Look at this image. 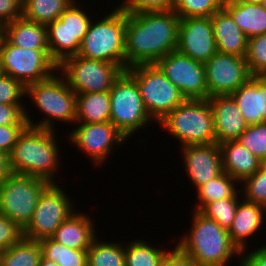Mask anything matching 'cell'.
I'll use <instances>...</instances> for the list:
<instances>
[{
	"label": "cell",
	"instance_id": "6da1fadb",
	"mask_svg": "<svg viewBox=\"0 0 266 266\" xmlns=\"http://www.w3.org/2000/svg\"><path fill=\"white\" fill-rule=\"evenodd\" d=\"M179 16L173 10L126 13V70L155 64L177 49Z\"/></svg>",
	"mask_w": 266,
	"mask_h": 266
},
{
	"label": "cell",
	"instance_id": "7a4b0ae2",
	"mask_svg": "<svg viewBox=\"0 0 266 266\" xmlns=\"http://www.w3.org/2000/svg\"><path fill=\"white\" fill-rule=\"evenodd\" d=\"M54 134L55 130L27 126L10 153L13 173L56 183L54 174L60 167V155Z\"/></svg>",
	"mask_w": 266,
	"mask_h": 266
},
{
	"label": "cell",
	"instance_id": "3957f363",
	"mask_svg": "<svg viewBox=\"0 0 266 266\" xmlns=\"http://www.w3.org/2000/svg\"><path fill=\"white\" fill-rule=\"evenodd\" d=\"M193 212L191 232L184 234L176 245L199 266H228L232 257H239L240 253L228 230L200 211Z\"/></svg>",
	"mask_w": 266,
	"mask_h": 266
},
{
	"label": "cell",
	"instance_id": "277c9868",
	"mask_svg": "<svg viewBox=\"0 0 266 266\" xmlns=\"http://www.w3.org/2000/svg\"><path fill=\"white\" fill-rule=\"evenodd\" d=\"M57 72L45 81L26 86L25 96L32 98L34 105L45 115L42 121L34 123L30 119L29 111L25 109L24 116L28 126L54 131L55 119L75 123L77 94L69 87L64 77L62 79L57 75Z\"/></svg>",
	"mask_w": 266,
	"mask_h": 266
},
{
	"label": "cell",
	"instance_id": "5b68a950",
	"mask_svg": "<svg viewBox=\"0 0 266 266\" xmlns=\"http://www.w3.org/2000/svg\"><path fill=\"white\" fill-rule=\"evenodd\" d=\"M112 10L107 16L100 18L101 20L91 21L78 55L114 63L126 71V12L119 6Z\"/></svg>",
	"mask_w": 266,
	"mask_h": 266
},
{
	"label": "cell",
	"instance_id": "8992f818",
	"mask_svg": "<svg viewBox=\"0 0 266 266\" xmlns=\"http://www.w3.org/2000/svg\"><path fill=\"white\" fill-rule=\"evenodd\" d=\"M158 125L181 142L180 147L216 143L213 112L207 99H186Z\"/></svg>",
	"mask_w": 266,
	"mask_h": 266
},
{
	"label": "cell",
	"instance_id": "52a82bcc",
	"mask_svg": "<svg viewBox=\"0 0 266 266\" xmlns=\"http://www.w3.org/2000/svg\"><path fill=\"white\" fill-rule=\"evenodd\" d=\"M126 71L136 80L144 107L154 122H160L186 100L156 64L136 65Z\"/></svg>",
	"mask_w": 266,
	"mask_h": 266
},
{
	"label": "cell",
	"instance_id": "ba28073f",
	"mask_svg": "<svg viewBox=\"0 0 266 266\" xmlns=\"http://www.w3.org/2000/svg\"><path fill=\"white\" fill-rule=\"evenodd\" d=\"M110 94V122L128 139L153 121L148 115L136 80L123 71L114 81Z\"/></svg>",
	"mask_w": 266,
	"mask_h": 266
},
{
	"label": "cell",
	"instance_id": "9c48e42d",
	"mask_svg": "<svg viewBox=\"0 0 266 266\" xmlns=\"http://www.w3.org/2000/svg\"><path fill=\"white\" fill-rule=\"evenodd\" d=\"M0 69L26 87L53 76L58 65L51 59L49 49L17 47L0 34Z\"/></svg>",
	"mask_w": 266,
	"mask_h": 266
},
{
	"label": "cell",
	"instance_id": "30bf717a",
	"mask_svg": "<svg viewBox=\"0 0 266 266\" xmlns=\"http://www.w3.org/2000/svg\"><path fill=\"white\" fill-rule=\"evenodd\" d=\"M80 6L74 0L59 19L46 25L50 57L57 65L78 55L92 21Z\"/></svg>",
	"mask_w": 266,
	"mask_h": 266
},
{
	"label": "cell",
	"instance_id": "8fae6325",
	"mask_svg": "<svg viewBox=\"0 0 266 266\" xmlns=\"http://www.w3.org/2000/svg\"><path fill=\"white\" fill-rule=\"evenodd\" d=\"M49 184L38 177L13 173L0 184V214L23 229L34 213L40 194Z\"/></svg>",
	"mask_w": 266,
	"mask_h": 266
},
{
	"label": "cell",
	"instance_id": "7c38bea8",
	"mask_svg": "<svg viewBox=\"0 0 266 266\" xmlns=\"http://www.w3.org/2000/svg\"><path fill=\"white\" fill-rule=\"evenodd\" d=\"M58 71L76 94L109 91L123 70L114 63L79 55L66 58Z\"/></svg>",
	"mask_w": 266,
	"mask_h": 266
},
{
	"label": "cell",
	"instance_id": "4fadbf2b",
	"mask_svg": "<svg viewBox=\"0 0 266 266\" xmlns=\"http://www.w3.org/2000/svg\"><path fill=\"white\" fill-rule=\"evenodd\" d=\"M68 196L58 184L50 183L40 194L34 213L23 228V237L35 241L50 238L77 211Z\"/></svg>",
	"mask_w": 266,
	"mask_h": 266
},
{
	"label": "cell",
	"instance_id": "5bb4252c",
	"mask_svg": "<svg viewBox=\"0 0 266 266\" xmlns=\"http://www.w3.org/2000/svg\"><path fill=\"white\" fill-rule=\"evenodd\" d=\"M186 99H208L205 65L175 50L155 63Z\"/></svg>",
	"mask_w": 266,
	"mask_h": 266
},
{
	"label": "cell",
	"instance_id": "9a60e30c",
	"mask_svg": "<svg viewBox=\"0 0 266 266\" xmlns=\"http://www.w3.org/2000/svg\"><path fill=\"white\" fill-rule=\"evenodd\" d=\"M204 65L208 98L231 94L251 78L245 57L235 54L217 51Z\"/></svg>",
	"mask_w": 266,
	"mask_h": 266
},
{
	"label": "cell",
	"instance_id": "2e32d148",
	"mask_svg": "<svg viewBox=\"0 0 266 266\" xmlns=\"http://www.w3.org/2000/svg\"><path fill=\"white\" fill-rule=\"evenodd\" d=\"M70 142L85 153L95 165L110 157L114 146H122L127 138L110 122L79 123L69 135ZM122 143V144H121Z\"/></svg>",
	"mask_w": 266,
	"mask_h": 266
},
{
	"label": "cell",
	"instance_id": "e0dca14e",
	"mask_svg": "<svg viewBox=\"0 0 266 266\" xmlns=\"http://www.w3.org/2000/svg\"><path fill=\"white\" fill-rule=\"evenodd\" d=\"M176 50L205 64L217 52L211 17L181 18Z\"/></svg>",
	"mask_w": 266,
	"mask_h": 266
},
{
	"label": "cell",
	"instance_id": "ac0fdd59",
	"mask_svg": "<svg viewBox=\"0 0 266 266\" xmlns=\"http://www.w3.org/2000/svg\"><path fill=\"white\" fill-rule=\"evenodd\" d=\"M185 171L191 183L198 189L203 184L216 178L222 172V157L218 143L206 145H188L180 150Z\"/></svg>",
	"mask_w": 266,
	"mask_h": 266
},
{
	"label": "cell",
	"instance_id": "d6986e66",
	"mask_svg": "<svg viewBox=\"0 0 266 266\" xmlns=\"http://www.w3.org/2000/svg\"><path fill=\"white\" fill-rule=\"evenodd\" d=\"M213 112L216 143L236 140L248 127L234 98L228 95H215L207 99Z\"/></svg>",
	"mask_w": 266,
	"mask_h": 266
},
{
	"label": "cell",
	"instance_id": "ffe728a7",
	"mask_svg": "<svg viewBox=\"0 0 266 266\" xmlns=\"http://www.w3.org/2000/svg\"><path fill=\"white\" fill-rule=\"evenodd\" d=\"M211 21L217 51L245 57L248 38L231 15L222 8L211 16Z\"/></svg>",
	"mask_w": 266,
	"mask_h": 266
},
{
	"label": "cell",
	"instance_id": "44dd1931",
	"mask_svg": "<svg viewBox=\"0 0 266 266\" xmlns=\"http://www.w3.org/2000/svg\"><path fill=\"white\" fill-rule=\"evenodd\" d=\"M93 219L84 212H74L50 237L68 248L88 250L96 237Z\"/></svg>",
	"mask_w": 266,
	"mask_h": 266
},
{
	"label": "cell",
	"instance_id": "7402d4cb",
	"mask_svg": "<svg viewBox=\"0 0 266 266\" xmlns=\"http://www.w3.org/2000/svg\"><path fill=\"white\" fill-rule=\"evenodd\" d=\"M265 211L266 207L262 205L248 202L244 199L239 202L235 218L228 233L232 242L240 251L246 250L247 239L254 236L264 225Z\"/></svg>",
	"mask_w": 266,
	"mask_h": 266
},
{
	"label": "cell",
	"instance_id": "603a6c76",
	"mask_svg": "<svg viewBox=\"0 0 266 266\" xmlns=\"http://www.w3.org/2000/svg\"><path fill=\"white\" fill-rule=\"evenodd\" d=\"M219 146L223 171L240 183L264 164L236 140L222 142Z\"/></svg>",
	"mask_w": 266,
	"mask_h": 266
},
{
	"label": "cell",
	"instance_id": "cb8c5ba5",
	"mask_svg": "<svg viewBox=\"0 0 266 266\" xmlns=\"http://www.w3.org/2000/svg\"><path fill=\"white\" fill-rule=\"evenodd\" d=\"M1 35L12 45L26 49H49L46 25L20 17L4 25Z\"/></svg>",
	"mask_w": 266,
	"mask_h": 266
},
{
	"label": "cell",
	"instance_id": "d4e9b609",
	"mask_svg": "<svg viewBox=\"0 0 266 266\" xmlns=\"http://www.w3.org/2000/svg\"><path fill=\"white\" fill-rule=\"evenodd\" d=\"M223 8L248 39L266 33V9L261 3L225 0Z\"/></svg>",
	"mask_w": 266,
	"mask_h": 266
},
{
	"label": "cell",
	"instance_id": "484cf974",
	"mask_svg": "<svg viewBox=\"0 0 266 266\" xmlns=\"http://www.w3.org/2000/svg\"><path fill=\"white\" fill-rule=\"evenodd\" d=\"M109 91L77 94L75 123H104L110 121Z\"/></svg>",
	"mask_w": 266,
	"mask_h": 266
},
{
	"label": "cell",
	"instance_id": "4316f807",
	"mask_svg": "<svg viewBox=\"0 0 266 266\" xmlns=\"http://www.w3.org/2000/svg\"><path fill=\"white\" fill-rule=\"evenodd\" d=\"M248 125L262 123L261 76L251 78L230 94Z\"/></svg>",
	"mask_w": 266,
	"mask_h": 266
},
{
	"label": "cell",
	"instance_id": "83f0119b",
	"mask_svg": "<svg viewBox=\"0 0 266 266\" xmlns=\"http://www.w3.org/2000/svg\"><path fill=\"white\" fill-rule=\"evenodd\" d=\"M74 0H23L22 17L47 25L61 16Z\"/></svg>",
	"mask_w": 266,
	"mask_h": 266
},
{
	"label": "cell",
	"instance_id": "f1b7e54d",
	"mask_svg": "<svg viewBox=\"0 0 266 266\" xmlns=\"http://www.w3.org/2000/svg\"><path fill=\"white\" fill-rule=\"evenodd\" d=\"M87 266H126L125 244L99 241L97 236L87 250Z\"/></svg>",
	"mask_w": 266,
	"mask_h": 266
},
{
	"label": "cell",
	"instance_id": "f546056e",
	"mask_svg": "<svg viewBox=\"0 0 266 266\" xmlns=\"http://www.w3.org/2000/svg\"><path fill=\"white\" fill-rule=\"evenodd\" d=\"M237 183H239L237 180L223 171L219 176L203 184L196 190L198 196L197 201L199 202L193 209L200 211L210 202L232 197L238 192V188H235Z\"/></svg>",
	"mask_w": 266,
	"mask_h": 266
},
{
	"label": "cell",
	"instance_id": "4dcf8cb0",
	"mask_svg": "<svg viewBox=\"0 0 266 266\" xmlns=\"http://www.w3.org/2000/svg\"><path fill=\"white\" fill-rule=\"evenodd\" d=\"M42 251L39 241L22 238L3 251L1 266H39Z\"/></svg>",
	"mask_w": 266,
	"mask_h": 266
},
{
	"label": "cell",
	"instance_id": "1f68e13d",
	"mask_svg": "<svg viewBox=\"0 0 266 266\" xmlns=\"http://www.w3.org/2000/svg\"><path fill=\"white\" fill-rule=\"evenodd\" d=\"M42 256L58 266H87V250L68 248L51 238L39 240Z\"/></svg>",
	"mask_w": 266,
	"mask_h": 266
},
{
	"label": "cell",
	"instance_id": "d6a6232c",
	"mask_svg": "<svg viewBox=\"0 0 266 266\" xmlns=\"http://www.w3.org/2000/svg\"><path fill=\"white\" fill-rule=\"evenodd\" d=\"M145 240H133L125 244L126 266H161L163 257L167 251L148 245Z\"/></svg>",
	"mask_w": 266,
	"mask_h": 266
},
{
	"label": "cell",
	"instance_id": "836d02e7",
	"mask_svg": "<svg viewBox=\"0 0 266 266\" xmlns=\"http://www.w3.org/2000/svg\"><path fill=\"white\" fill-rule=\"evenodd\" d=\"M238 194L236 192L232 197L210 202L200 212L206 217L215 220L222 228L229 230L235 218L237 206L240 200L243 199Z\"/></svg>",
	"mask_w": 266,
	"mask_h": 266
},
{
	"label": "cell",
	"instance_id": "e575fe53",
	"mask_svg": "<svg viewBox=\"0 0 266 266\" xmlns=\"http://www.w3.org/2000/svg\"><path fill=\"white\" fill-rule=\"evenodd\" d=\"M225 0H174L172 10L179 16L211 17L223 8Z\"/></svg>",
	"mask_w": 266,
	"mask_h": 266
},
{
	"label": "cell",
	"instance_id": "d590c367",
	"mask_svg": "<svg viewBox=\"0 0 266 266\" xmlns=\"http://www.w3.org/2000/svg\"><path fill=\"white\" fill-rule=\"evenodd\" d=\"M236 141L266 163V122L248 125Z\"/></svg>",
	"mask_w": 266,
	"mask_h": 266
},
{
	"label": "cell",
	"instance_id": "8d00e7d4",
	"mask_svg": "<svg viewBox=\"0 0 266 266\" xmlns=\"http://www.w3.org/2000/svg\"><path fill=\"white\" fill-rule=\"evenodd\" d=\"M245 60L251 76L266 73V33L248 39Z\"/></svg>",
	"mask_w": 266,
	"mask_h": 266
},
{
	"label": "cell",
	"instance_id": "74e56055",
	"mask_svg": "<svg viewBox=\"0 0 266 266\" xmlns=\"http://www.w3.org/2000/svg\"><path fill=\"white\" fill-rule=\"evenodd\" d=\"M240 184L244 187L241 189H243L242 197L245 201L266 207V163Z\"/></svg>",
	"mask_w": 266,
	"mask_h": 266
},
{
	"label": "cell",
	"instance_id": "f35d334b",
	"mask_svg": "<svg viewBox=\"0 0 266 266\" xmlns=\"http://www.w3.org/2000/svg\"><path fill=\"white\" fill-rule=\"evenodd\" d=\"M26 87L9 75L0 73V104L23 105Z\"/></svg>",
	"mask_w": 266,
	"mask_h": 266
},
{
	"label": "cell",
	"instance_id": "ab89813d",
	"mask_svg": "<svg viewBox=\"0 0 266 266\" xmlns=\"http://www.w3.org/2000/svg\"><path fill=\"white\" fill-rule=\"evenodd\" d=\"M118 6L126 13L172 10L174 0H125Z\"/></svg>",
	"mask_w": 266,
	"mask_h": 266
},
{
	"label": "cell",
	"instance_id": "60d3db41",
	"mask_svg": "<svg viewBox=\"0 0 266 266\" xmlns=\"http://www.w3.org/2000/svg\"><path fill=\"white\" fill-rule=\"evenodd\" d=\"M23 238V229L0 214V250H6Z\"/></svg>",
	"mask_w": 266,
	"mask_h": 266
},
{
	"label": "cell",
	"instance_id": "b9f144b4",
	"mask_svg": "<svg viewBox=\"0 0 266 266\" xmlns=\"http://www.w3.org/2000/svg\"><path fill=\"white\" fill-rule=\"evenodd\" d=\"M28 124L0 125V150L11 153L18 137Z\"/></svg>",
	"mask_w": 266,
	"mask_h": 266
},
{
	"label": "cell",
	"instance_id": "7bdbcfd3",
	"mask_svg": "<svg viewBox=\"0 0 266 266\" xmlns=\"http://www.w3.org/2000/svg\"><path fill=\"white\" fill-rule=\"evenodd\" d=\"M25 106L0 104V125L27 124L24 116Z\"/></svg>",
	"mask_w": 266,
	"mask_h": 266
},
{
	"label": "cell",
	"instance_id": "ee69618b",
	"mask_svg": "<svg viewBox=\"0 0 266 266\" xmlns=\"http://www.w3.org/2000/svg\"><path fill=\"white\" fill-rule=\"evenodd\" d=\"M23 0H0V29L22 17Z\"/></svg>",
	"mask_w": 266,
	"mask_h": 266
},
{
	"label": "cell",
	"instance_id": "f6af8a7d",
	"mask_svg": "<svg viewBox=\"0 0 266 266\" xmlns=\"http://www.w3.org/2000/svg\"><path fill=\"white\" fill-rule=\"evenodd\" d=\"M161 266H199L189 255L185 254L177 245L166 253Z\"/></svg>",
	"mask_w": 266,
	"mask_h": 266
},
{
	"label": "cell",
	"instance_id": "bcb514c9",
	"mask_svg": "<svg viewBox=\"0 0 266 266\" xmlns=\"http://www.w3.org/2000/svg\"><path fill=\"white\" fill-rule=\"evenodd\" d=\"M239 255V266H266V245L249 253L246 250H241Z\"/></svg>",
	"mask_w": 266,
	"mask_h": 266
},
{
	"label": "cell",
	"instance_id": "7dc6e473",
	"mask_svg": "<svg viewBox=\"0 0 266 266\" xmlns=\"http://www.w3.org/2000/svg\"><path fill=\"white\" fill-rule=\"evenodd\" d=\"M12 174L10 154L0 150V184Z\"/></svg>",
	"mask_w": 266,
	"mask_h": 266
},
{
	"label": "cell",
	"instance_id": "c3c4849f",
	"mask_svg": "<svg viewBox=\"0 0 266 266\" xmlns=\"http://www.w3.org/2000/svg\"><path fill=\"white\" fill-rule=\"evenodd\" d=\"M262 123L266 122V78L261 76Z\"/></svg>",
	"mask_w": 266,
	"mask_h": 266
},
{
	"label": "cell",
	"instance_id": "681fc988",
	"mask_svg": "<svg viewBox=\"0 0 266 266\" xmlns=\"http://www.w3.org/2000/svg\"><path fill=\"white\" fill-rule=\"evenodd\" d=\"M39 266H58L54 261L45 259L43 256L40 259Z\"/></svg>",
	"mask_w": 266,
	"mask_h": 266
},
{
	"label": "cell",
	"instance_id": "f907efd6",
	"mask_svg": "<svg viewBox=\"0 0 266 266\" xmlns=\"http://www.w3.org/2000/svg\"><path fill=\"white\" fill-rule=\"evenodd\" d=\"M241 1L248 3H262L263 0H241Z\"/></svg>",
	"mask_w": 266,
	"mask_h": 266
},
{
	"label": "cell",
	"instance_id": "816d5d0a",
	"mask_svg": "<svg viewBox=\"0 0 266 266\" xmlns=\"http://www.w3.org/2000/svg\"><path fill=\"white\" fill-rule=\"evenodd\" d=\"M261 4L266 9V0H263Z\"/></svg>",
	"mask_w": 266,
	"mask_h": 266
},
{
	"label": "cell",
	"instance_id": "f5cc1de1",
	"mask_svg": "<svg viewBox=\"0 0 266 266\" xmlns=\"http://www.w3.org/2000/svg\"><path fill=\"white\" fill-rule=\"evenodd\" d=\"M2 254H3V250H0V266H1Z\"/></svg>",
	"mask_w": 266,
	"mask_h": 266
}]
</instances>
